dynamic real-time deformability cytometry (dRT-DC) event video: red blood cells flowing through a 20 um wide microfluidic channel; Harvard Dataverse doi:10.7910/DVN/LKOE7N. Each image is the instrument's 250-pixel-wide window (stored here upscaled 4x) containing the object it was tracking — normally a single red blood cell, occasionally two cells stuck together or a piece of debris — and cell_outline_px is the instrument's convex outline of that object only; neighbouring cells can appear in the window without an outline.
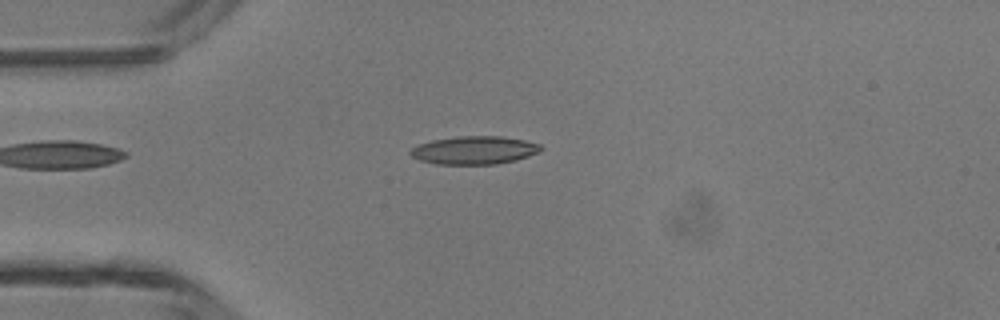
{"species": "common noctule bat (a hibernating species)", "species_latin": "Nyctalus noctula", "temperature_condition": "room temperature", "stored_images_in_passage": 46, "camera_frame_rate_fps": 3000, "um_per_image_px": 0.085, "animal": {"sex": "male", "body_mass_g": 13.3}, "frame": {"image": 1, "passage_image": 11, "time_ms": 3.333, "image_size_px": [1000, 320], "cell_outline_px": [[544, 148], [540, 152], [516, 160], [496, 164], [436, 164], [420, 160], [412, 156], [408, 152], [412, 148], [420, 144], [432, 140], [456, 136], [500, 136], [524, 140], [540, 144]], "centroid_in_image_um": [40.33, 12.76], "position_along_channel_um": 44.7, "area_um2": 21.39}}
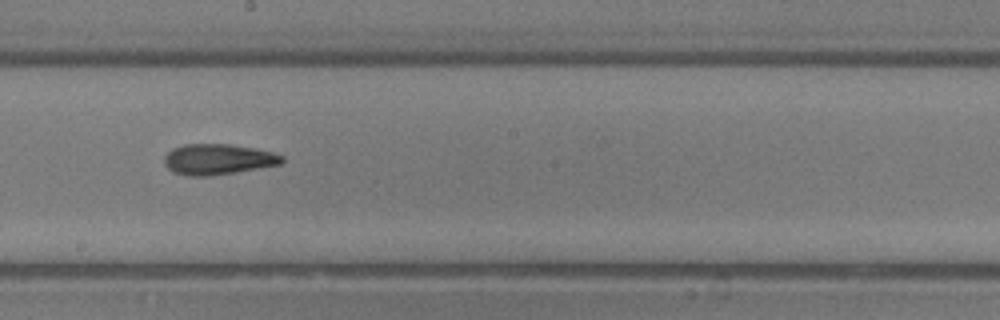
{"frame": {"image": 2, "passage_image": 25, "time_ms": 8.0, "image_size_px": [1000, 320], "cell_outline_px": [[284, 160], [280, 164], [236, 172], [212, 176], [188, 176], [172, 172], [164, 164], [164, 156], [172, 148], [184, 144], [228, 144], [256, 148], [272, 152], [284, 156]], "centroid_in_image_um": [18.5, 13.54], "position_along_channel_um": 229.7, "area_um2": 21.15}}
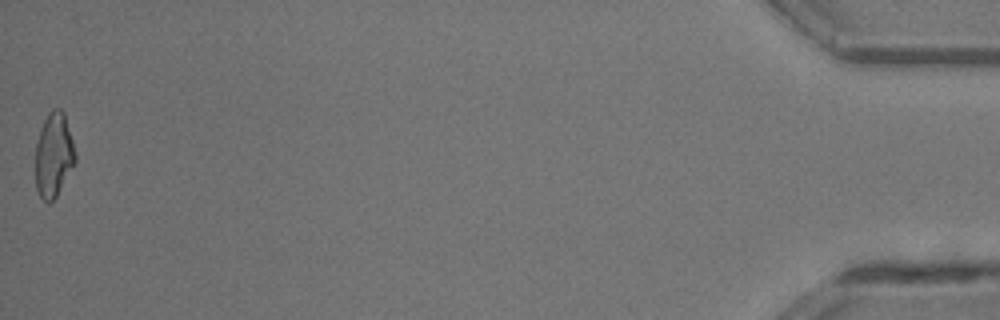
{"frame": {"image": 3, "passage_image": 46, "time_ms": 15.0, "image_size_px": [1000, 320], "cell_outline_px": [[76, 160], [56, 196], [48, 204], [40, 196], [36, 188], [36, 144], [40, 128], [48, 112], [52, 108], [60, 108], [64, 112], [72, 140], [76, 156]], "centroid_in_image_um": [4.55, 13.14], "position_along_channel_um": 430.6, "area_um2": 19.36}, "authors_computed_cell_mechanics": {"area_um2": 20.2011, "velocity_mm_per_s": 4.3484, "shape_relaxation_time_tau1_ms": 4.6925, "shape_relaxation_time_tau2_ms": 2.7728, "deformation_change_tau1": 0.1678, "deformation_change_tau2": 0.13}}